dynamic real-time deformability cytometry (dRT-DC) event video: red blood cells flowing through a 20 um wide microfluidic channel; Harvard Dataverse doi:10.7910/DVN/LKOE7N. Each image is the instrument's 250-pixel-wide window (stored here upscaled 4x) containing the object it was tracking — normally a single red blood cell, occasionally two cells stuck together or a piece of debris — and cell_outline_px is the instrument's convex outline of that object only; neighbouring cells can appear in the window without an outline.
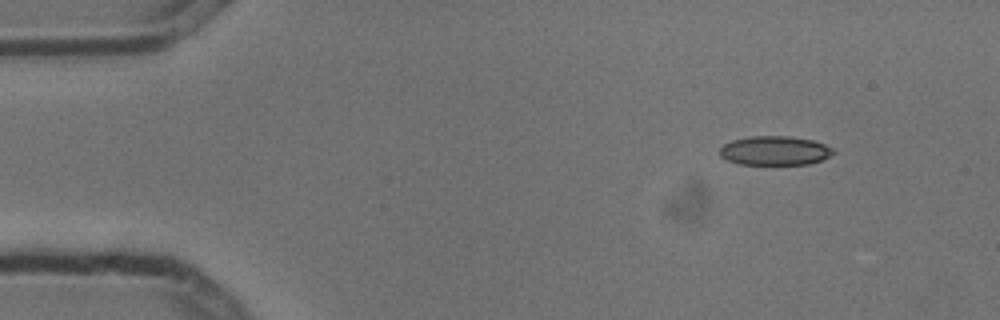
{"species": "common noctule bat (a hibernating species)", "species_latin": "Nyctalus noctula", "temperature_condition": "cold", "stored_images_in_passage": 7, "camera_frame_rate_fps": 3000, "um_per_image_px": 0.085, "animal": {"sex": "male", "body_mass_g": 13.3}, "frame": {"image": 1, "passage_image": 1, "time_ms": 0.0, "image_size_px": [1000, 320], "cell_outline_px": [[836, 152], [820, 160], [808, 164], [740, 164], [728, 160], [720, 156], [720, 148], [724, 144], [732, 140], [748, 136], [788, 136], [812, 140], [824, 144], [832, 148]], "centroid_in_image_um": [65.84, 12.8], "position_along_channel_um": 19.2, "area_um2": 19.13}}
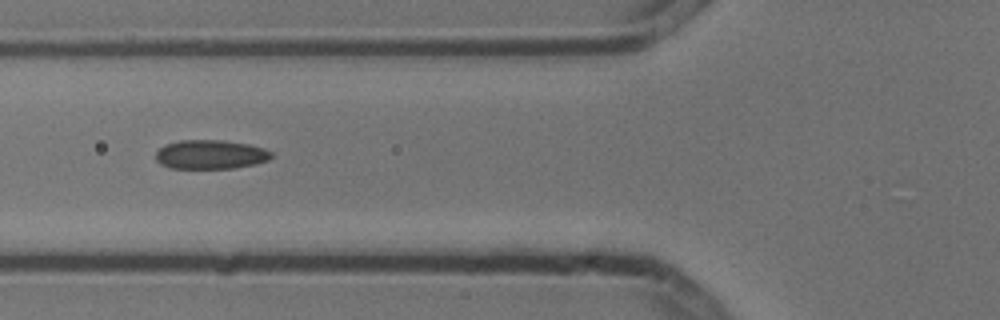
{"frame": {"image": 2, "passage_image": 5, "time_ms": 1.333, "image_size_px": [1000, 320], "cell_outline_px": [[272, 156], [268, 160], [256, 164], [236, 168], [168, 168], [160, 164], [156, 160], [156, 152], [164, 144], [180, 140], [224, 140], [248, 144], [264, 148], [272, 152]], "centroid_in_image_um": [17.89, 13.13], "position_along_channel_um": 107.9, "area_um2": 19.77}}
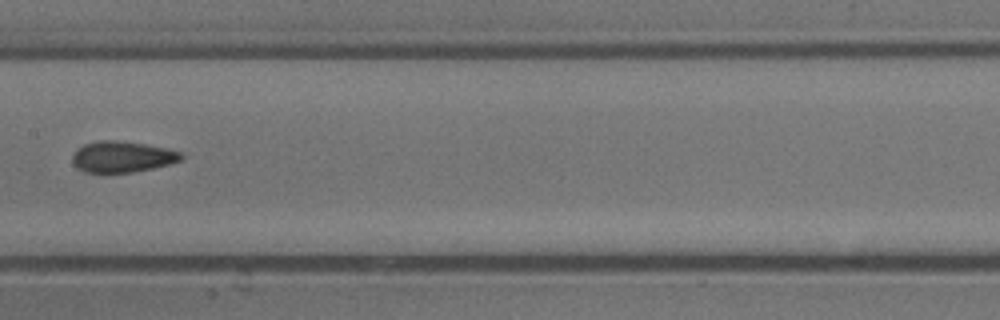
{"frame": {"image": 3, "passage_image": 7, "time_ms": 2.0, "image_size_px": [1000, 320], "cell_outline_px": [[184, 156], [180, 160], [168, 164], [152, 168], [132, 172], [84, 172], [76, 168], [72, 164], [72, 156], [76, 148], [84, 144], [100, 140], [116, 140], [144, 144], [168, 148], [180, 152]], "centroid_in_image_um": [10.34, 13.32], "position_along_channel_um": 197.1, "area_um2": 19.71}}